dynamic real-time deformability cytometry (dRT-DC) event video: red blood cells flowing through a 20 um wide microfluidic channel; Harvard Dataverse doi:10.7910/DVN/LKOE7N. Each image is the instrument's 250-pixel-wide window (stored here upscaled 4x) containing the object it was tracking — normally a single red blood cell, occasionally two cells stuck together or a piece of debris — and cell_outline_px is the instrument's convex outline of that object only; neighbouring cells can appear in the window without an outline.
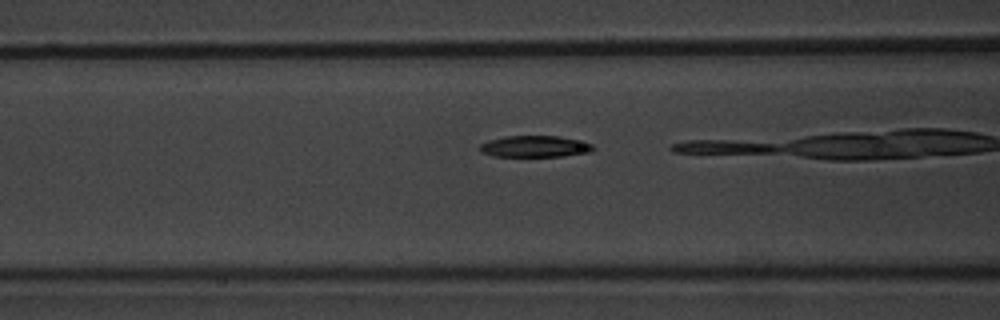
{"species": "common noctule bat (a hibernating species)", "species_latin": "Nyctalus noctula", "temperature_condition": "warm", "stored_images_in_passage": 14, "camera_frame_rate_fps": 3000, "um_per_image_px": 0.085, "animal": {"sex": "male", "body_mass_g": 20.1, "forearm_length_mm": 53.5}, "frame": {"image": 1, "passage_image": 5, "time_ms": 1.333, "image_size_px": [1000, 320], "cell_outline_px": [[596, 148], [592, 152], [564, 156], [492, 156], [480, 152], [480, 144], [488, 140], [504, 136], [560, 136], [592, 144]], "centroid_in_image_um": [45.46, 12.45], "position_along_channel_um": 121.1, "area_um2": 14.22}}